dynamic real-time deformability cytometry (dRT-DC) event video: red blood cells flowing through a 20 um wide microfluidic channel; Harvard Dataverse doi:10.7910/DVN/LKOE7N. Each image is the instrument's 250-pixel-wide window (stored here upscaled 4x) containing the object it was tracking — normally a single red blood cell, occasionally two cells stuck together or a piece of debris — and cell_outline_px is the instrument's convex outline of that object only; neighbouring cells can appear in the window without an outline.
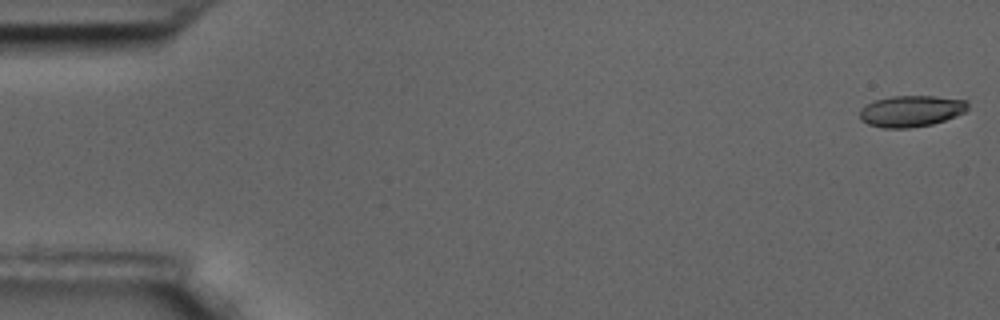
{"species": "common noctule bat (a hibernating species)", "species_latin": "Nyctalus noctula", "temperature_condition": "room temperature", "stored_images_in_passage": 6, "camera_frame_rate_fps": 3000, "um_per_image_px": 0.085, "animal": {"sex": "male", "body_mass_g": 17.5, "forearm_length_mm": 52.3}, "frame": {"image": 1, "passage_image": 1, "time_ms": 0.0, "image_size_px": [1000, 320], "cell_outline_px": [[968, 108], [964, 112], [956, 116], [932, 124], [908, 128], [884, 128], [868, 124], [860, 120], [860, 108], [864, 104], [876, 100], [892, 96], [936, 96], [968, 100]], "centroid_in_image_um": [77.43, 9.43], "position_along_channel_um": 7.6, "area_um2": 19.83}}
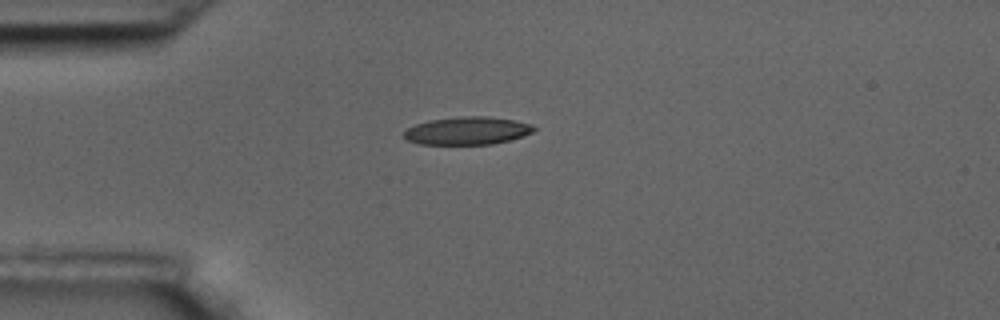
{"frame": {"image": 2, "passage_image": 5, "time_ms": 1.333, "image_size_px": [1000, 320], "cell_outline_px": [[536, 128], [532, 132], [524, 136], [492, 144], [420, 144], [408, 140], [404, 136], [404, 132], [408, 128], [416, 124], [428, 120], [464, 116], [488, 116], [516, 120], [532, 124]], "centroid_in_image_um": [39.75, 11.1], "position_along_channel_um": 45.2, "area_um2": 21.04}}